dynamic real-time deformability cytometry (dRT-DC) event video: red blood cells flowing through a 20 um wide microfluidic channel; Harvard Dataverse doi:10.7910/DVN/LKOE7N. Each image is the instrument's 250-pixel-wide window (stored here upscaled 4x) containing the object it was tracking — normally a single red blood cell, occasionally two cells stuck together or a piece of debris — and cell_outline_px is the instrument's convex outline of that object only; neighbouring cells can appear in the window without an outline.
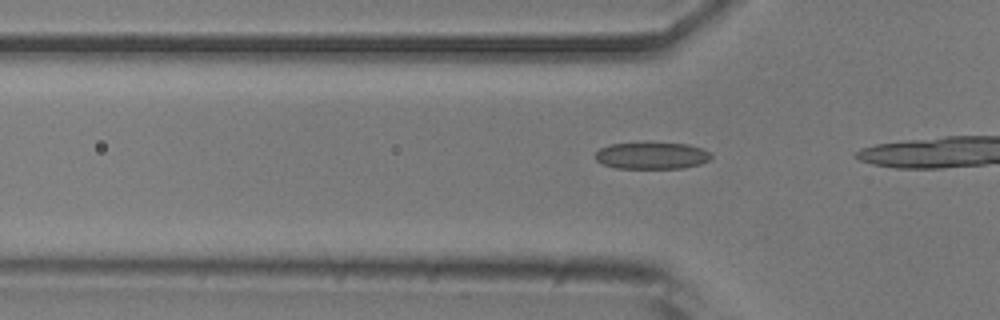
{"species": "common noctule bat (a hibernating species)", "species_latin": "Nyctalus noctula", "temperature_condition": "room temperature", "stored_images_in_passage": 14, "camera_frame_rate_fps": 3000, "um_per_image_px": 0.085, "animal": {"sex": "male", "body_mass_g": 20.5, "forearm_length_mm": 52.5}, "frame": {"image": 1, "passage_image": 12, "time_ms": 3.667, "image_size_px": [1000, 320], "cell_outline_px": [[712, 160], [700, 164], [684, 168], [616, 168], [604, 164], [596, 160], [596, 152], [600, 148], [608, 144], [688, 144], [704, 148], [712, 152]], "centroid_in_image_um": [55.48, 13.24], "position_along_channel_um": 70.3, "area_um2": 17.98}}